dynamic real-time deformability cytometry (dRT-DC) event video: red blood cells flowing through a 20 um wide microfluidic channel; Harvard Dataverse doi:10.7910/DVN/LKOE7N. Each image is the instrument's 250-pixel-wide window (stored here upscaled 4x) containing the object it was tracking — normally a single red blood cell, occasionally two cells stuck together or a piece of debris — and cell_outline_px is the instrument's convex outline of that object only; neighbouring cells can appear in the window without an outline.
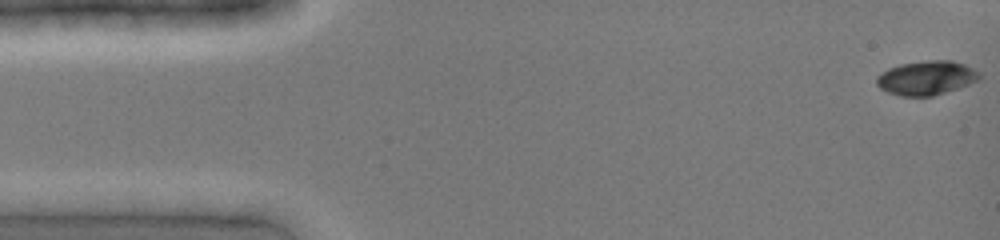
{"species": "common noctule bat (a hibernating species)", "species_latin": "Nyctalus noctula", "temperature_condition": "cold", "stored_images_in_passage": 29, "camera_frame_rate_fps": 3000, "um_per_image_px": 0.085, "animal": {"sex": "female", "body_mass_g": 19.0, "forearm_length_mm": 51.5}, "frame": {"image": 1, "passage_image": 1, "time_ms": 0.0, "image_size_px": [1000, 240], "cell_outline_px": [[980, 80], [960, 88], [932, 96], [900, 96], [888, 92], [880, 88], [876, 84], [876, 76], [880, 72], [888, 68], [900, 64], [928, 60], [952, 60], [964, 64], [980, 72]], "centroid_in_image_um": [78.74, 6.62], "position_along_channel_um": 6.3, "area_um2": 20.69}}
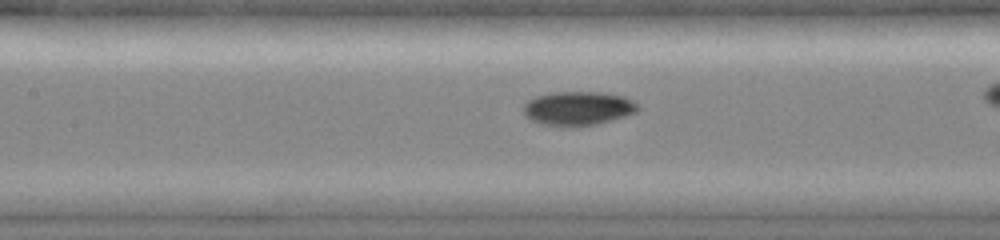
{"frame": {"image": 2, "passage_image": 19, "time_ms": 6.0, "image_size_px": [1000, 240], "cell_outline_px": [[640, 108], [636, 112], [624, 116], [596, 124], [576, 128], [568, 128], [544, 124], [532, 120], [524, 112], [524, 104], [528, 100], [536, 96], [556, 92], [596, 92], [624, 96], [632, 100]], "centroid_in_image_um": [49.13, 9.23], "position_along_channel_um": 158.3, "area_um2": 22.6}}
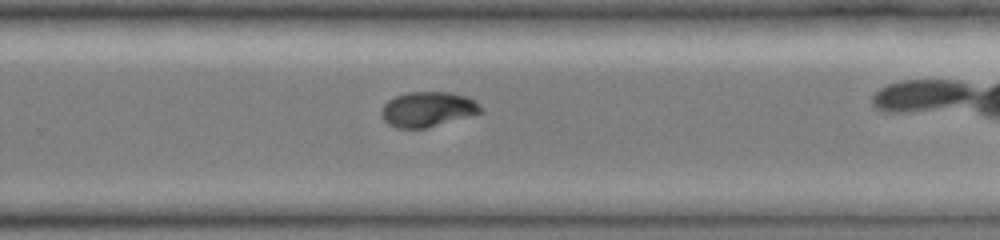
{"frame": {"image": 3, "passage_image": 28, "time_ms": 9.0, "image_size_px": [1000, 240], "cell_outline_px": [[480, 112], [424, 128], [396, 128], [388, 124], [380, 116], [380, 112], [384, 104], [388, 100], [396, 96], [408, 92], [448, 92], [464, 96], [472, 100], [480, 108]], "centroid_in_image_um": [36.23, 9.28], "position_along_channel_um": 293.6, "area_um2": 19.65}}